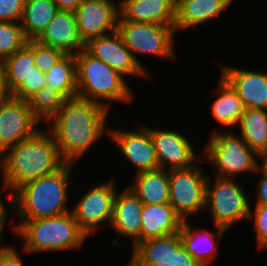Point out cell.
Instances as JSON below:
<instances>
[{"mask_svg": "<svg viewBox=\"0 0 267 266\" xmlns=\"http://www.w3.org/2000/svg\"><path fill=\"white\" fill-rule=\"evenodd\" d=\"M215 230L192 227L191 220L182 221L179 236L185 250L201 265L209 266L218 257L220 241L228 231L214 225ZM194 229V230H193Z\"/></svg>", "mask_w": 267, "mask_h": 266, "instance_id": "ac0fdd59", "label": "cell"}, {"mask_svg": "<svg viewBox=\"0 0 267 266\" xmlns=\"http://www.w3.org/2000/svg\"><path fill=\"white\" fill-rule=\"evenodd\" d=\"M12 96V94L8 91L6 78H5V69L3 66V62L0 61V103L6 101Z\"/></svg>", "mask_w": 267, "mask_h": 266, "instance_id": "f35d334b", "label": "cell"}, {"mask_svg": "<svg viewBox=\"0 0 267 266\" xmlns=\"http://www.w3.org/2000/svg\"><path fill=\"white\" fill-rule=\"evenodd\" d=\"M119 20L174 25L175 5L171 0H121Z\"/></svg>", "mask_w": 267, "mask_h": 266, "instance_id": "603a6c76", "label": "cell"}, {"mask_svg": "<svg viewBox=\"0 0 267 266\" xmlns=\"http://www.w3.org/2000/svg\"><path fill=\"white\" fill-rule=\"evenodd\" d=\"M27 101L10 97L0 103V155L20 141L33 137L41 128Z\"/></svg>", "mask_w": 267, "mask_h": 266, "instance_id": "5bb4252c", "label": "cell"}, {"mask_svg": "<svg viewBox=\"0 0 267 266\" xmlns=\"http://www.w3.org/2000/svg\"><path fill=\"white\" fill-rule=\"evenodd\" d=\"M8 193H9L8 197L6 196V198H8L6 199L7 202H5V200L1 197L0 194V254L9 251L10 249L16 246L11 243L10 245L3 244V236H4L3 233L5 231L4 227L6 226L7 218H9L8 216L10 214L15 215L14 195L9 191Z\"/></svg>", "mask_w": 267, "mask_h": 266, "instance_id": "d590c367", "label": "cell"}, {"mask_svg": "<svg viewBox=\"0 0 267 266\" xmlns=\"http://www.w3.org/2000/svg\"><path fill=\"white\" fill-rule=\"evenodd\" d=\"M73 166L76 165L65 163L56 172L19 187L13 193L15 219L34 220L70 212L72 207L66 205L70 197L68 188Z\"/></svg>", "mask_w": 267, "mask_h": 266, "instance_id": "3957f363", "label": "cell"}, {"mask_svg": "<svg viewBox=\"0 0 267 266\" xmlns=\"http://www.w3.org/2000/svg\"><path fill=\"white\" fill-rule=\"evenodd\" d=\"M254 205L251 202L248 221L253 223L257 249L267 251V205Z\"/></svg>", "mask_w": 267, "mask_h": 266, "instance_id": "1f68e13d", "label": "cell"}, {"mask_svg": "<svg viewBox=\"0 0 267 266\" xmlns=\"http://www.w3.org/2000/svg\"><path fill=\"white\" fill-rule=\"evenodd\" d=\"M85 50L95 58L103 61L125 78H145L148 74L135 60L131 51L125 46L121 36L116 31L91 39L85 44ZM149 76V77H148Z\"/></svg>", "mask_w": 267, "mask_h": 266, "instance_id": "2e32d148", "label": "cell"}, {"mask_svg": "<svg viewBox=\"0 0 267 266\" xmlns=\"http://www.w3.org/2000/svg\"><path fill=\"white\" fill-rule=\"evenodd\" d=\"M26 0H0V21L20 23Z\"/></svg>", "mask_w": 267, "mask_h": 266, "instance_id": "e575fe53", "label": "cell"}, {"mask_svg": "<svg viewBox=\"0 0 267 266\" xmlns=\"http://www.w3.org/2000/svg\"><path fill=\"white\" fill-rule=\"evenodd\" d=\"M239 135L257 154L267 151V110L246 108L236 125ZM239 126V127H238Z\"/></svg>", "mask_w": 267, "mask_h": 266, "instance_id": "4316f807", "label": "cell"}, {"mask_svg": "<svg viewBox=\"0 0 267 266\" xmlns=\"http://www.w3.org/2000/svg\"><path fill=\"white\" fill-rule=\"evenodd\" d=\"M143 204L169 203V171L156 169L144 171L133 176L127 185Z\"/></svg>", "mask_w": 267, "mask_h": 266, "instance_id": "d4e9b609", "label": "cell"}, {"mask_svg": "<svg viewBox=\"0 0 267 266\" xmlns=\"http://www.w3.org/2000/svg\"><path fill=\"white\" fill-rule=\"evenodd\" d=\"M117 32L131 51L137 63L149 74L141 62L140 55H152L168 61L178 60L174 43L176 31L174 25L138 23L130 20H118ZM139 55V56H138ZM177 56V57H176Z\"/></svg>", "mask_w": 267, "mask_h": 266, "instance_id": "52a82bcc", "label": "cell"}, {"mask_svg": "<svg viewBox=\"0 0 267 266\" xmlns=\"http://www.w3.org/2000/svg\"><path fill=\"white\" fill-rule=\"evenodd\" d=\"M173 2V4L176 6L177 4H179L181 1L183 0H171Z\"/></svg>", "mask_w": 267, "mask_h": 266, "instance_id": "b9f144b4", "label": "cell"}, {"mask_svg": "<svg viewBox=\"0 0 267 266\" xmlns=\"http://www.w3.org/2000/svg\"><path fill=\"white\" fill-rule=\"evenodd\" d=\"M27 41L20 23L0 21V61L23 48Z\"/></svg>", "mask_w": 267, "mask_h": 266, "instance_id": "4dcf8cb0", "label": "cell"}, {"mask_svg": "<svg viewBox=\"0 0 267 266\" xmlns=\"http://www.w3.org/2000/svg\"><path fill=\"white\" fill-rule=\"evenodd\" d=\"M64 164L54 137L46 127L42 128L0 155L1 187L14 193L24 184L56 172Z\"/></svg>", "mask_w": 267, "mask_h": 266, "instance_id": "7a4b0ae2", "label": "cell"}, {"mask_svg": "<svg viewBox=\"0 0 267 266\" xmlns=\"http://www.w3.org/2000/svg\"><path fill=\"white\" fill-rule=\"evenodd\" d=\"M45 85V73L35 66L32 74L29 76L28 79H25L22 85L12 94V97L19 100L27 101L41 87Z\"/></svg>", "mask_w": 267, "mask_h": 266, "instance_id": "836d02e7", "label": "cell"}, {"mask_svg": "<svg viewBox=\"0 0 267 266\" xmlns=\"http://www.w3.org/2000/svg\"><path fill=\"white\" fill-rule=\"evenodd\" d=\"M77 97L90 100L112 110L114 102L131 103L134 91L127 79L85 49L75 54Z\"/></svg>", "mask_w": 267, "mask_h": 266, "instance_id": "5b68a950", "label": "cell"}, {"mask_svg": "<svg viewBox=\"0 0 267 266\" xmlns=\"http://www.w3.org/2000/svg\"><path fill=\"white\" fill-rule=\"evenodd\" d=\"M140 236L132 242V249L141 242L179 232L182 219L169 203L143 204Z\"/></svg>", "mask_w": 267, "mask_h": 266, "instance_id": "44dd1931", "label": "cell"}, {"mask_svg": "<svg viewBox=\"0 0 267 266\" xmlns=\"http://www.w3.org/2000/svg\"><path fill=\"white\" fill-rule=\"evenodd\" d=\"M159 168L164 170L188 169L198 163H206L201 153H196L194 143L187 134L172 129H159L148 125ZM198 154V155H197ZM201 157V158H200ZM199 158V159H198ZM197 160V161H196Z\"/></svg>", "mask_w": 267, "mask_h": 266, "instance_id": "8fae6325", "label": "cell"}, {"mask_svg": "<svg viewBox=\"0 0 267 266\" xmlns=\"http://www.w3.org/2000/svg\"><path fill=\"white\" fill-rule=\"evenodd\" d=\"M37 41L65 54H77L85 49L74 12L70 11L58 10Z\"/></svg>", "mask_w": 267, "mask_h": 266, "instance_id": "d6986e66", "label": "cell"}, {"mask_svg": "<svg viewBox=\"0 0 267 266\" xmlns=\"http://www.w3.org/2000/svg\"><path fill=\"white\" fill-rule=\"evenodd\" d=\"M46 84L58 91L65 99L77 97L75 54H65L47 73Z\"/></svg>", "mask_w": 267, "mask_h": 266, "instance_id": "f1b7e54d", "label": "cell"}, {"mask_svg": "<svg viewBox=\"0 0 267 266\" xmlns=\"http://www.w3.org/2000/svg\"><path fill=\"white\" fill-rule=\"evenodd\" d=\"M57 8L61 11L74 12L82 0H54Z\"/></svg>", "mask_w": 267, "mask_h": 266, "instance_id": "ab89813d", "label": "cell"}, {"mask_svg": "<svg viewBox=\"0 0 267 266\" xmlns=\"http://www.w3.org/2000/svg\"><path fill=\"white\" fill-rule=\"evenodd\" d=\"M58 10L54 0H26L20 24L27 40H37Z\"/></svg>", "mask_w": 267, "mask_h": 266, "instance_id": "484cf974", "label": "cell"}, {"mask_svg": "<svg viewBox=\"0 0 267 266\" xmlns=\"http://www.w3.org/2000/svg\"><path fill=\"white\" fill-rule=\"evenodd\" d=\"M221 76L232 86L244 108L267 110V72L221 65Z\"/></svg>", "mask_w": 267, "mask_h": 266, "instance_id": "e0dca14e", "label": "cell"}, {"mask_svg": "<svg viewBox=\"0 0 267 266\" xmlns=\"http://www.w3.org/2000/svg\"><path fill=\"white\" fill-rule=\"evenodd\" d=\"M257 159L259 160H257V172L255 174L267 177V151L258 153Z\"/></svg>", "mask_w": 267, "mask_h": 266, "instance_id": "60d3db41", "label": "cell"}, {"mask_svg": "<svg viewBox=\"0 0 267 266\" xmlns=\"http://www.w3.org/2000/svg\"><path fill=\"white\" fill-rule=\"evenodd\" d=\"M218 82L215 90L211 91L215 99L211 103L210 113L221 130L223 127L230 130L236 127L245 108L237 92L221 75Z\"/></svg>", "mask_w": 267, "mask_h": 266, "instance_id": "cb8c5ba5", "label": "cell"}, {"mask_svg": "<svg viewBox=\"0 0 267 266\" xmlns=\"http://www.w3.org/2000/svg\"><path fill=\"white\" fill-rule=\"evenodd\" d=\"M13 235L23 240V253L80 250L88 237L79 229L72 212L34 220H19L12 225Z\"/></svg>", "mask_w": 267, "mask_h": 266, "instance_id": "277c9868", "label": "cell"}, {"mask_svg": "<svg viewBox=\"0 0 267 266\" xmlns=\"http://www.w3.org/2000/svg\"><path fill=\"white\" fill-rule=\"evenodd\" d=\"M16 247L0 254V266H24L22 257Z\"/></svg>", "mask_w": 267, "mask_h": 266, "instance_id": "8d00e7d4", "label": "cell"}, {"mask_svg": "<svg viewBox=\"0 0 267 266\" xmlns=\"http://www.w3.org/2000/svg\"><path fill=\"white\" fill-rule=\"evenodd\" d=\"M143 203L138 196L127 186L123 190L116 192L113 208V216L110 228L119 237H126L134 242L141 231V212Z\"/></svg>", "mask_w": 267, "mask_h": 266, "instance_id": "ffe728a7", "label": "cell"}, {"mask_svg": "<svg viewBox=\"0 0 267 266\" xmlns=\"http://www.w3.org/2000/svg\"><path fill=\"white\" fill-rule=\"evenodd\" d=\"M64 52L50 46H45L33 40V58L35 66L47 73L63 56Z\"/></svg>", "mask_w": 267, "mask_h": 266, "instance_id": "d6a6232c", "label": "cell"}, {"mask_svg": "<svg viewBox=\"0 0 267 266\" xmlns=\"http://www.w3.org/2000/svg\"><path fill=\"white\" fill-rule=\"evenodd\" d=\"M256 187L255 204L267 205V177L260 175Z\"/></svg>", "mask_w": 267, "mask_h": 266, "instance_id": "74e56055", "label": "cell"}, {"mask_svg": "<svg viewBox=\"0 0 267 266\" xmlns=\"http://www.w3.org/2000/svg\"><path fill=\"white\" fill-rule=\"evenodd\" d=\"M210 176L206 181L205 210H209L213 225L229 230L234 224L248 221L251 195L244 191V185L236 179L215 176L213 180Z\"/></svg>", "mask_w": 267, "mask_h": 266, "instance_id": "ba28073f", "label": "cell"}, {"mask_svg": "<svg viewBox=\"0 0 267 266\" xmlns=\"http://www.w3.org/2000/svg\"><path fill=\"white\" fill-rule=\"evenodd\" d=\"M127 266H201L183 247L179 232L138 243Z\"/></svg>", "mask_w": 267, "mask_h": 266, "instance_id": "7c38bea8", "label": "cell"}, {"mask_svg": "<svg viewBox=\"0 0 267 266\" xmlns=\"http://www.w3.org/2000/svg\"><path fill=\"white\" fill-rule=\"evenodd\" d=\"M110 112L99 103L79 97L64 101L59 111L47 122V130L54 137L65 163H78L89 152V148L92 149V145L100 142V138L109 136Z\"/></svg>", "mask_w": 267, "mask_h": 266, "instance_id": "6da1fadb", "label": "cell"}, {"mask_svg": "<svg viewBox=\"0 0 267 266\" xmlns=\"http://www.w3.org/2000/svg\"><path fill=\"white\" fill-rule=\"evenodd\" d=\"M114 179L103 181L91 186L76 203L72 206L71 212L79 229L90 238L96 234L100 226H110L114 200L118 187ZM103 224V225H102Z\"/></svg>", "mask_w": 267, "mask_h": 266, "instance_id": "30bf717a", "label": "cell"}, {"mask_svg": "<svg viewBox=\"0 0 267 266\" xmlns=\"http://www.w3.org/2000/svg\"><path fill=\"white\" fill-rule=\"evenodd\" d=\"M202 149V158L213 165V176L236 179L239 175L257 172V153L250 149L233 130H216L210 133Z\"/></svg>", "mask_w": 267, "mask_h": 266, "instance_id": "8992f818", "label": "cell"}, {"mask_svg": "<svg viewBox=\"0 0 267 266\" xmlns=\"http://www.w3.org/2000/svg\"><path fill=\"white\" fill-rule=\"evenodd\" d=\"M139 127L129 130L109 127L111 142L120 150L123 158L133 166L134 175L144 171L159 169L154 145L150 137L148 125L137 124ZM112 127V128H111Z\"/></svg>", "mask_w": 267, "mask_h": 266, "instance_id": "4fadbf2b", "label": "cell"}, {"mask_svg": "<svg viewBox=\"0 0 267 266\" xmlns=\"http://www.w3.org/2000/svg\"><path fill=\"white\" fill-rule=\"evenodd\" d=\"M200 164L188 169L169 170V204L184 220H193L205 210L206 181L209 173Z\"/></svg>", "mask_w": 267, "mask_h": 266, "instance_id": "9c48e42d", "label": "cell"}, {"mask_svg": "<svg viewBox=\"0 0 267 266\" xmlns=\"http://www.w3.org/2000/svg\"><path fill=\"white\" fill-rule=\"evenodd\" d=\"M235 0H183L175 6L174 28L185 31L210 23L224 13Z\"/></svg>", "mask_w": 267, "mask_h": 266, "instance_id": "7402d4cb", "label": "cell"}, {"mask_svg": "<svg viewBox=\"0 0 267 266\" xmlns=\"http://www.w3.org/2000/svg\"><path fill=\"white\" fill-rule=\"evenodd\" d=\"M66 99L50 85L41 87L28 100V106L33 115L40 121L47 123L63 106Z\"/></svg>", "mask_w": 267, "mask_h": 266, "instance_id": "f546056e", "label": "cell"}, {"mask_svg": "<svg viewBox=\"0 0 267 266\" xmlns=\"http://www.w3.org/2000/svg\"><path fill=\"white\" fill-rule=\"evenodd\" d=\"M81 39H91L117 30L120 2L117 0H82L74 11Z\"/></svg>", "mask_w": 267, "mask_h": 266, "instance_id": "9a60e30c", "label": "cell"}, {"mask_svg": "<svg viewBox=\"0 0 267 266\" xmlns=\"http://www.w3.org/2000/svg\"><path fill=\"white\" fill-rule=\"evenodd\" d=\"M2 62L8 91L13 94L34 71L33 40Z\"/></svg>", "mask_w": 267, "mask_h": 266, "instance_id": "83f0119b", "label": "cell"}]
</instances>
